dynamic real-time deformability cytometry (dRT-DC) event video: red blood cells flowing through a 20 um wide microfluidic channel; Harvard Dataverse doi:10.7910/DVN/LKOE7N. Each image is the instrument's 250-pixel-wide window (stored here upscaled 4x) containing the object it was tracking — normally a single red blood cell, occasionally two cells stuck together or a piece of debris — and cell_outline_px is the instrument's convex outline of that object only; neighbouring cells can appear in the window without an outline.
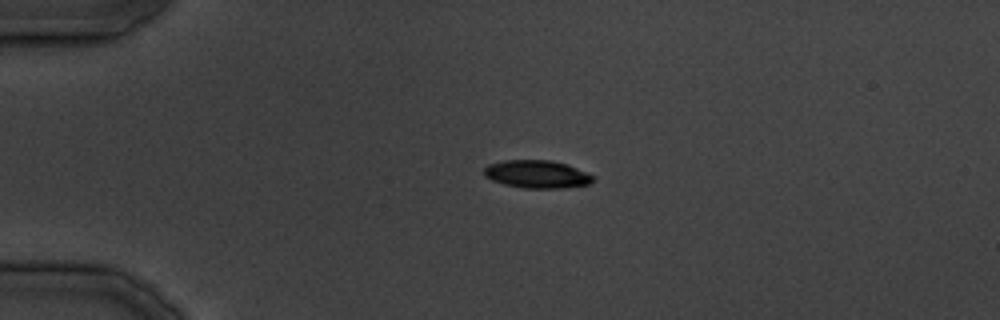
{"species": "common noctule bat (a hibernating species)", "species_latin": "Nyctalus noctula", "temperature_condition": "cold", "stored_images_in_passage": 9, "camera_frame_rate_fps": 3000, "um_per_image_px": 0.085, "animal": {"sex": "male", "body_mass_g": 19.5, "forearm_length_mm": 54.6}, "frame": {"image": 1, "passage_image": 1, "time_ms": 0.0, "image_size_px": [1000, 320], "cell_outline_px": [[596, 180], [588, 184], [564, 188], [524, 188], [504, 184], [492, 180], [484, 176], [484, 168], [488, 164], [504, 160], [552, 160], [568, 164], [596, 176]], "centroid_in_image_um": [45.68, 14.8], "position_along_channel_um": 39.3, "area_um2": 17.92}}